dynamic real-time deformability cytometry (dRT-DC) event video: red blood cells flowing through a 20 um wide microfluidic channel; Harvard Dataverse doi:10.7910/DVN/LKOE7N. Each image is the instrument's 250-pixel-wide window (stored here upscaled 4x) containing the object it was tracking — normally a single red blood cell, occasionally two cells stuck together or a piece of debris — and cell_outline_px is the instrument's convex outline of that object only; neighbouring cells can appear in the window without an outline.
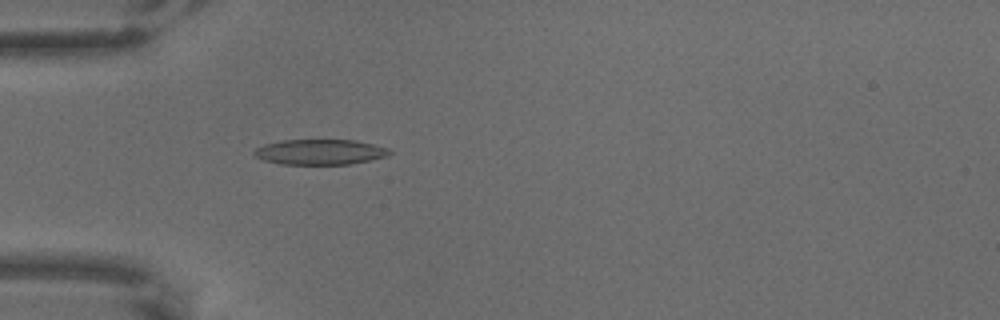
{"species": "common noctule bat (a hibernating species)", "species_latin": "Nyctalus noctula", "temperature_condition": "warm", "stored_images_in_passage": 6, "camera_frame_rate_fps": 3000, "um_per_image_px": 0.085, "animal": {"sex": "male", "body_mass_g": 18.8}, "frame": {"image": 1, "passage_image": 6, "time_ms": 1.667, "image_size_px": [1000, 320], "cell_outline_px": [[392, 152], [388, 156], [348, 164], [280, 164], [264, 160], [256, 156], [252, 152], [256, 148], [264, 144], [280, 140], [356, 140], [388, 148]], "centroid_in_image_um": [27.18, 12.91], "position_along_channel_um": 57.8, "area_um2": 19.88}}